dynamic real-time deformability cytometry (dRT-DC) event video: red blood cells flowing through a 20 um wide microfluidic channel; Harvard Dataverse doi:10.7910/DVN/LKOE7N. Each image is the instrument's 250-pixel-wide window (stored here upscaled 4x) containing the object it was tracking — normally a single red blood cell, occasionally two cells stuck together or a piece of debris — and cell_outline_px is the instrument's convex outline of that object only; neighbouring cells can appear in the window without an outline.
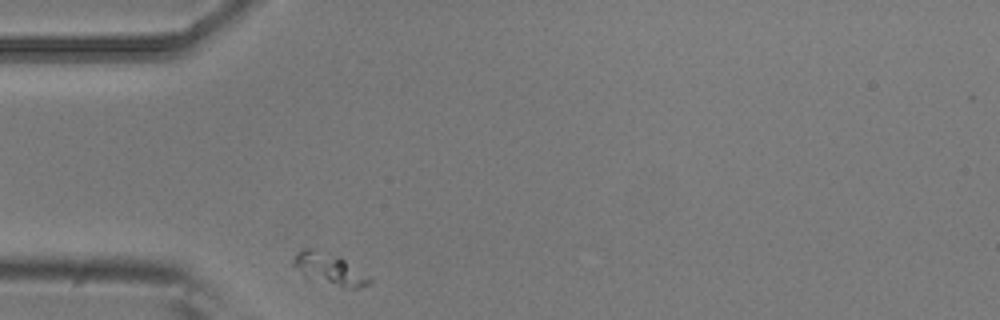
{"species": "common noctule bat (a hibernating species)", "species_latin": "Nyctalus noctula", "temperature_condition": "room temperature", "stored_images_in_passage": 1, "camera_frame_rate_fps": 3000, "um_per_image_px": 0.085, "animal": {"sex": "male", "body_mass_g": 20.5, "forearm_length_mm": 52.5}, "frame": {"image": 1, "passage_image": 1, "time_ms": 0.0, "image_size_px": [1000, 320], "cell_outline_px": [[372, 284], [360, 288], [348, 288], [308, 280], [292, 264], [292, 260], [304, 248], [312, 248], [344, 260], [372, 280]], "centroid_in_image_um": [27.97, 22.92], "position_along_channel_um": 57.0, "area_um2": 13.58}}